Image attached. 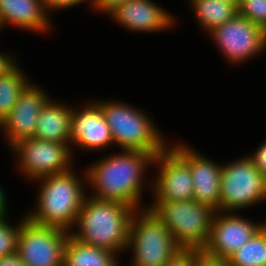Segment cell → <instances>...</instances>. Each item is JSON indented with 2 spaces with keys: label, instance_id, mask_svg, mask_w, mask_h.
Wrapping results in <instances>:
<instances>
[{
  "label": "cell",
  "instance_id": "30bf717a",
  "mask_svg": "<svg viewBox=\"0 0 266 266\" xmlns=\"http://www.w3.org/2000/svg\"><path fill=\"white\" fill-rule=\"evenodd\" d=\"M211 34L233 62L255 55L266 45V31L239 14L212 30Z\"/></svg>",
  "mask_w": 266,
  "mask_h": 266
},
{
  "label": "cell",
  "instance_id": "9a60e30c",
  "mask_svg": "<svg viewBox=\"0 0 266 266\" xmlns=\"http://www.w3.org/2000/svg\"><path fill=\"white\" fill-rule=\"evenodd\" d=\"M71 142L87 149H100L113 143L110 128L98 104H92L82 112L73 111Z\"/></svg>",
  "mask_w": 266,
  "mask_h": 266
},
{
  "label": "cell",
  "instance_id": "1f68e13d",
  "mask_svg": "<svg viewBox=\"0 0 266 266\" xmlns=\"http://www.w3.org/2000/svg\"><path fill=\"white\" fill-rule=\"evenodd\" d=\"M5 198H4V194L3 191L0 188V217L1 216H5L6 215V205H5Z\"/></svg>",
  "mask_w": 266,
  "mask_h": 266
},
{
  "label": "cell",
  "instance_id": "ba28073f",
  "mask_svg": "<svg viewBox=\"0 0 266 266\" xmlns=\"http://www.w3.org/2000/svg\"><path fill=\"white\" fill-rule=\"evenodd\" d=\"M16 253L26 266H63L69 231L37 225L27 218L20 224Z\"/></svg>",
  "mask_w": 266,
  "mask_h": 266
},
{
  "label": "cell",
  "instance_id": "4fadbf2b",
  "mask_svg": "<svg viewBox=\"0 0 266 266\" xmlns=\"http://www.w3.org/2000/svg\"><path fill=\"white\" fill-rule=\"evenodd\" d=\"M47 98L44 91L30 84L20 94L10 113L0 123L7 130L12 146L34 137L39 114L49 101Z\"/></svg>",
  "mask_w": 266,
  "mask_h": 266
},
{
  "label": "cell",
  "instance_id": "f1b7e54d",
  "mask_svg": "<svg viewBox=\"0 0 266 266\" xmlns=\"http://www.w3.org/2000/svg\"><path fill=\"white\" fill-rule=\"evenodd\" d=\"M93 1L94 6L98 9L106 12H112L120 4H123L127 0H90Z\"/></svg>",
  "mask_w": 266,
  "mask_h": 266
},
{
  "label": "cell",
  "instance_id": "4316f807",
  "mask_svg": "<svg viewBox=\"0 0 266 266\" xmlns=\"http://www.w3.org/2000/svg\"><path fill=\"white\" fill-rule=\"evenodd\" d=\"M255 167L266 177V143L264 142L256 153L251 157Z\"/></svg>",
  "mask_w": 266,
  "mask_h": 266
},
{
  "label": "cell",
  "instance_id": "3957f363",
  "mask_svg": "<svg viewBox=\"0 0 266 266\" xmlns=\"http://www.w3.org/2000/svg\"><path fill=\"white\" fill-rule=\"evenodd\" d=\"M37 212L27 217L31 222L66 230L74 225L85 201L81 183L72 171L41 177Z\"/></svg>",
  "mask_w": 266,
  "mask_h": 266
},
{
  "label": "cell",
  "instance_id": "44dd1931",
  "mask_svg": "<svg viewBox=\"0 0 266 266\" xmlns=\"http://www.w3.org/2000/svg\"><path fill=\"white\" fill-rule=\"evenodd\" d=\"M227 262L229 266H266V227L263 225Z\"/></svg>",
  "mask_w": 266,
  "mask_h": 266
},
{
  "label": "cell",
  "instance_id": "4dcf8cb0",
  "mask_svg": "<svg viewBox=\"0 0 266 266\" xmlns=\"http://www.w3.org/2000/svg\"><path fill=\"white\" fill-rule=\"evenodd\" d=\"M13 60L9 56L0 54V76L8 72L14 66Z\"/></svg>",
  "mask_w": 266,
  "mask_h": 266
},
{
  "label": "cell",
  "instance_id": "9c48e42d",
  "mask_svg": "<svg viewBox=\"0 0 266 266\" xmlns=\"http://www.w3.org/2000/svg\"><path fill=\"white\" fill-rule=\"evenodd\" d=\"M67 144L32 137L17 142L12 148L19 154L23 172L39 179L70 170L67 166L71 151Z\"/></svg>",
  "mask_w": 266,
  "mask_h": 266
},
{
  "label": "cell",
  "instance_id": "8992f818",
  "mask_svg": "<svg viewBox=\"0 0 266 266\" xmlns=\"http://www.w3.org/2000/svg\"><path fill=\"white\" fill-rule=\"evenodd\" d=\"M131 245L135 266H166L182 250L151 209L141 213L138 220L133 215L127 246Z\"/></svg>",
  "mask_w": 266,
  "mask_h": 266
},
{
  "label": "cell",
  "instance_id": "277c9868",
  "mask_svg": "<svg viewBox=\"0 0 266 266\" xmlns=\"http://www.w3.org/2000/svg\"><path fill=\"white\" fill-rule=\"evenodd\" d=\"M154 214L171 232L174 241L184 250H203L211 235V207L197 201H156Z\"/></svg>",
  "mask_w": 266,
  "mask_h": 266
},
{
  "label": "cell",
  "instance_id": "7a4b0ae2",
  "mask_svg": "<svg viewBox=\"0 0 266 266\" xmlns=\"http://www.w3.org/2000/svg\"><path fill=\"white\" fill-rule=\"evenodd\" d=\"M134 214V208L120 202L85 198L75 222L80 232L70 235L85 244L116 253L128 247Z\"/></svg>",
  "mask_w": 266,
  "mask_h": 266
},
{
  "label": "cell",
  "instance_id": "ffe728a7",
  "mask_svg": "<svg viewBox=\"0 0 266 266\" xmlns=\"http://www.w3.org/2000/svg\"><path fill=\"white\" fill-rule=\"evenodd\" d=\"M200 23L209 32L238 14V6L223 0H190Z\"/></svg>",
  "mask_w": 266,
  "mask_h": 266
},
{
  "label": "cell",
  "instance_id": "6da1fadb",
  "mask_svg": "<svg viewBox=\"0 0 266 266\" xmlns=\"http://www.w3.org/2000/svg\"><path fill=\"white\" fill-rule=\"evenodd\" d=\"M87 170V179L97 189L99 200L116 201L135 209L141 194L143 168L154 161L147 152L124 150ZM141 178V179H140Z\"/></svg>",
  "mask_w": 266,
  "mask_h": 266
},
{
  "label": "cell",
  "instance_id": "7c38bea8",
  "mask_svg": "<svg viewBox=\"0 0 266 266\" xmlns=\"http://www.w3.org/2000/svg\"><path fill=\"white\" fill-rule=\"evenodd\" d=\"M211 223V235L202 250L206 255L227 260L235 251L246 244L263 226L255 225L241 217L214 214Z\"/></svg>",
  "mask_w": 266,
  "mask_h": 266
},
{
  "label": "cell",
  "instance_id": "83f0119b",
  "mask_svg": "<svg viewBox=\"0 0 266 266\" xmlns=\"http://www.w3.org/2000/svg\"><path fill=\"white\" fill-rule=\"evenodd\" d=\"M85 0H41L44 10L47 8H67L69 6L78 5ZM47 7V8H46Z\"/></svg>",
  "mask_w": 266,
  "mask_h": 266
},
{
  "label": "cell",
  "instance_id": "2e32d148",
  "mask_svg": "<svg viewBox=\"0 0 266 266\" xmlns=\"http://www.w3.org/2000/svg\"><path fill=\"white\" fill-rule=\"evenodd\" d=\"M111 13L117 22L134 31H159L173 24V18L150 0H127Z\"/></svg>",
  "mask_w": 266,
  "mask_h": 266
},
{
  "label": "cell",
  "instance_id": "484cf974",
  "mask_svg": "<svg viewBox=\"0 0 266 266\" xmlns=\"http://www.w3.org/2000/svg\"><path fill=\"white\" fill-rule=\"evenodd\" d=\"M195 266H229L227 260L213 258L203 251L197 250V260Z\"/></svg>",
  "mask_w": 266,
  "mask_h": 266
},
{
  "label": "cell",
  "instance_id": "5bb4252c",
  "mask_svg": "<svg viewBox=\"0 0 266 266\" xmlns=\"http://www.w3.org/2000/svg\"><path fill=\"white\" fill-rule=\"evenodd\" d=\"M189 165L193 180V199L219 211L222 166L199 156L187 146L173 148Z\"/></svg>",
  "mask_w": 266,
  "mask_h": 266
},
{
  "label": "cell",
  "instance_id": "ac0fdd59",
  "mask_svg": "<svg viewBox=\"0 0 266 266\" xmlns=\"http://www.w3.org/2000/svg\"><path fill=\"white\" fill-rule=\"evenodd\" d=\"M72 109L48 101L39 114L35 138L68 143L71 141Z\"/></svg>",
  "mask_w": 266,
  "mask_h": 266
},
{
  "label": "cell",
  "instance_id": "d4e9b609",
  "mask_svg": "<svg viewBox=\"0 0 266 266\" xmlns=\"http://www.w3.org/2000/svg\"><path fill=\"white\" fill-rule=\"evenodd\" d=\"M197 250L182 249L166 266H195Z\"/></svg>",
  "mask_w": 266,
  "mask_h": 266
},
{
  "label": "cell",
  "instance_id": "603a6c76",
  "mask_svg": "<svg viewBox=\"0 0 266 266\" xmlns=\"http://www.w3.org/2000/svg\"><path fill=\"white\" fill-rule=\"evenodd\" d=\"M238 14L266 31V0H240Z\"/></svg>",
  "mask_w": 266,
  "mask_h": 266
},
{
  "label": "cell",
  "instance_id": "f546056e",
  "mask_svg": "<svg viewBox=\"0 0 266 266\" xmlns=\"http://www.w3.org/2000/svg\"><path fill=\"white\" fill-rule=\"evenodd\" d=\"M0 266H26L17 253L0 257Z\"/></svg>",
  "mask_w": 266,
  "mask_h": 266
},
{
  "label": "cell",
  "instance_id": "cb8c5ba5",
  "mask_svg": "<svg viewBox=\"0 0 266 266\" xmlns=\"http://www.w3.org/2000/svg\"><path fill=\"white\" fill-rule=\"evenodd\" d=\"M4 217L6 216L0 217V257L16 253L17 239L20 232V226L15 228L9 226Z\"/></svg>",
  "mask_w": 266,
  "mask_h": 266
},
{
  "label": "cell",
  "instance_id": "5b68a950",
  "mask_svg": "<svg viewBox=\"0 0 266 266\" xmlns=\"http://www.w3.org/2000/svg\"><path fill=\"white\" fill-rule=\"evenodd\" d=\"M98 105L110 128L113 143L125 150L147 152L154 157L166 148L163 138L142 112L121 103L101 102Z\"/></svg>",
  "mask_w": 266,
  "mask_h": 266
},
{
  "label": "cell",
  "instance_id": "e0dca14e",
  "mask_svg": "<svg viewBox=\"0 0 266 266\" xmlns=\"http://www.w3.org/2000/svg\"><path fill=\"white\" fill-rule=\"evenodd\" d=\"M41 0H0V27L13 23L28 30L44 31L47 15Z\"/></svg>",
  "mask_w": 266,
  "mask_h": 266
},
{
  "label": "cell",
  "instance_id": "52a82bcc",
  "mask_svg": "<svg viewBox=\"0 0 266 266\" xmlns=\"http://www.w3.org/2000/svg\"><path fill=\"white\" fill-rule=\"evenodd\" d=\"M220 185L221 211L237 210L266 198V177L250 156L222 166Z\"/></svg>",
  "mask_w": 266,
  "mask_h": 266
},
{
  "label": "cell",
  "instance_id": "8fae6325",
  "mask_svg": "<svg viewBox=\"0 0 266 266\" xmlns=\"http://www.w3.org/2000/svg\"><path fill=\"white\" fill-rule=\"evenodd\" d=\"M161 165L157 179L156 201H189L193 200V180L188 163L173 149L167 147L154 157Z\"/></svg>",
  "mask_w": 266,
  "mask_h": 266
},
{
  "label": "cell",
  "instance_id": "d6986e66",
  "mask_svg": "<svg viewBox=\"0 0 266 266\" xmlns=\"http://www.w3.org/2000/svg\"><path fill=\"white\" fill-rule=\"evenodd\" d=\"M114 252L80 242L69 235L63 266H118Z\"/></svg>",
  "mask_w": 266,
  "mask_h": 266
},
{
  "label": "cell",
  "instance_id": "d6a6232c",
  "mask_svg": "<svg viewBox=\"0 0 266 266\" xmlns=\"http://www.w3.org/2000/svg\"><path fill=\"white\" fill-rule=\"evenodd\" d=\"M223 1H227V2L233 3V4L237 5V6H239V4H240V0H223Z\"/></svg>",
  "mask_w": 266,
  "mask_h": 266
},
{
  "label": "cell",
  "instance_id": "7402d4cb",
  "mask_svg": "<svg viewBox=\"0 0 266 266\" xmlns=\"http://www.w3.org/2000/svg\"><path fill=\"white\" fill-rule=\"evenodd\" d=\"M15 65L0 76V123L10 113L20 94L29 85Z\"/></svg>",
  "mask_w": 266,
  "mask_h": 266
}]
</instances>
